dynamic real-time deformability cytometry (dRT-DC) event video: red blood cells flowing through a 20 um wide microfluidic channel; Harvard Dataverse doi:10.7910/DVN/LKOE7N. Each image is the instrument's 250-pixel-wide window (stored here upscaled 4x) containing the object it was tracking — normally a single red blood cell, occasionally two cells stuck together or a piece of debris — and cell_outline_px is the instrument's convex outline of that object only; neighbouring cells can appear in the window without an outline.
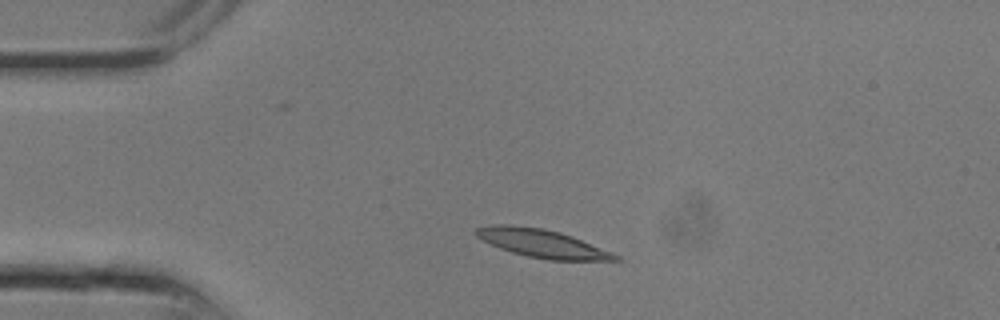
{"species": "common noctule bat (a hibernating species)", "species_latin": "Nyctalus noctula", "temperature_condition": "room temperature", "stored_images_in_passage": 21, "camera_frame_rate_fps": 3000, "um_per_image_px": 0.085, "animal": {"sex": "male", "body_mass_g": 13.3}, "frame": {"image": 1, "passage_image": 2, "time_ms": 0.333, "image_size_px": [1000, 320], "cell_outline_px": [[624, 260], [548, 260], [528, 256], [512, 252], [500, 248], [476, 236], [472, 232], [476, 228], [496, 224], [504, 224], [544, 228], [560, 232], [572, 236], [612, 252], [620, 256]], "centroid_in_image_um": [46.09, 20.68], "position_along_channel_um": 38.9, "area_um2": 22.72}}
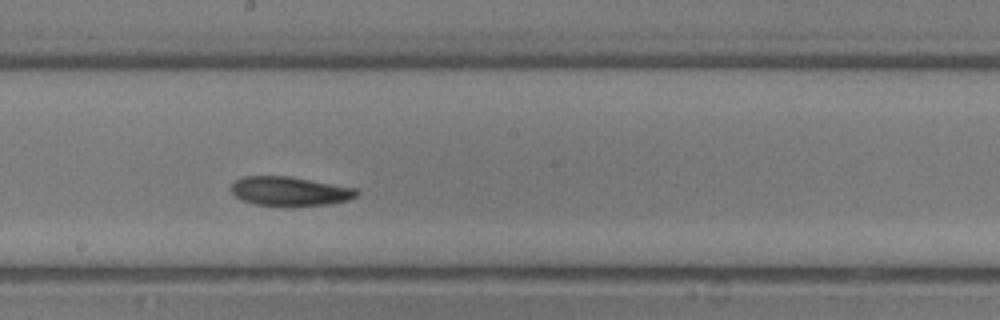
{"frame": {"image": 2, "passage_image": 10, "time_ms": 3.0, "image_size_px": [1000, 320], "cell_outline_px": [[360, 192], [356, 196], [348, 200], [328, 204], [292, 208], [256, 204], [240, 200], [232, 192], [232, 184], [236, 180], [244, 176], [288, 176], [356, 188]], "centroid_in_image_um": [24.64, 16.28], "position_along_channel_um": 223.6, "area_um2": 21.68}}
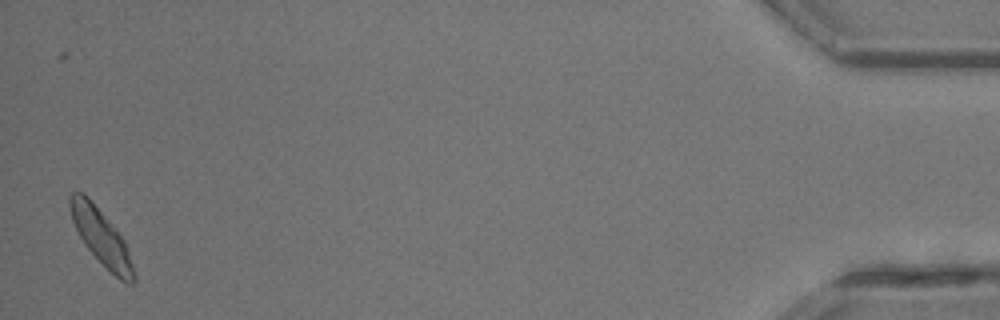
{"frame": {"image": 3, "passage_image": 21, "time_ms": 6.667, "image_size_px": [1000, 320], "cell_outline_px": [[136, 280], [132, 284], [128, 284], [120, 280], [84, 244], [72, 220], [68, 208], [68, 196], [72, 192], [84, 192], [88, 196], [124, 240], [136, 276]], "centroid_in_image_um": [8.57, 20.12], "position_along_channel_um": 426.6, "area_um2": 20.17}}